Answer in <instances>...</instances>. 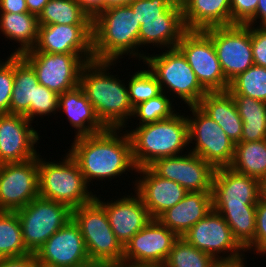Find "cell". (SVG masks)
<instances>
[{
  "label": "cell",
  "instance_id": "obj_1",
  "mask_svg": "<svg viewBox=\"0 0 266 267\" xmlns=\"http://www.w3.org/2000/svg\"><path fill=\"white\" fill-rule=\"evenodd\" d=\"M73 141L68 153L78 163L89 188L93 180L111 181L127 171L136 173L138 169L126 129L107 128L100 133L74 138Z\"/></svg>",
  "mask_w": 266,
  "mask_h": 267
},
{
  "label": "cell",
  "instance_id": "obj_2",
  "mask_svg": "<svg viewBox=\"0 0 266 267\" xmlns=\"http://www.w3.org/2000/svg\"><path fill=\"white\" fill-rule=\"evenodd\" d=\"M116 63L118 61L87 62L80 75V86L106 128L126 129L134 108L125 85L127 83L123 82L125 80H120L118 74L109 73Z\"/></svg>",
  "mask_w": 266,
  "mask_h": 267
},
{
  "label": "cell",
  "instance_id": "obj_3",
  "mask_svg": "<svg viewBox=\"0 0 266 267\" xmlns=\"http://www.w3.org/2000/svg\"><path fill=\"white\" fill-rule=\"evenodd\" d=\"M139 29L140 23L128 4L103 10L92 20L94 60L120 63L123 55H129L144 61L146 54L138 49Z\"/></svg>",
  "mask_w": 266,
  "mask_h": 267
},
{
  "label": "cell",
  "instance_id": "obj_4",
  "mask_svg": "<svg viewBox=\"0 0 266 267\" xmlns=\"http://www.w3.org/2000/svg\"><path fill=\"white\" fill-rule=\"evenodd\" d=\"M126 131L131 139L137 168L149 167L160 158L181 155L183 149L189 147L187 117L179 112L170 118Z\"/></svg>",
  "mask_w": 266,
  "mask_h": 267
},
{
  "label": "cell",
  "instance_id": "obj_5",
  "mask_svg": "<svg viewBox=\"0 0 266 267\" xmlns=\"http://www.w3.org/2000/svg\"><path fill=\"white\" fill-rule=\"evenodd\" d=\"M42 157L38 155L39 197L62 203L71 210L95 198L78 163L68 152L58 162Z\"/></svg>",
  "mask_w": 266,
  "mask_h": 267
},
{
  "label": "cell",
  "instance_id": "obj_6",
  "mask_svg": "<svg viewBox=\"0 0 266 267\" xmlns=\"http://www.w3.org/2000/svg\"><path fill=\"white\" fill-rule=\"evenodd\" d=\"M163 51L156 55L149 53L143 64L156 76L162 92L168 96L174 94L172 96L188 106L198 105L207 91L201 86L187 59L177 47Z\"/></svg>",
  "mask_w": 266,
  "mask_h": 267
},
{
  "label": "cell",
  "instance_id": "obj_7",
  "mask_svg": "<svg viewBox=\"0 0 266 267\" xmlns=\"http://www.w3.org/2000/svg\"><path fill=\"white\" fill-rule=\"evenodd\" d=\"M90 261L121 262L124 247L117 240L104 207L94 198L72 210Z\"/></svg>",
  "mask_w": 266,
  "mask_h": 267
},
{
  "label": "cell",
  "instance_id": "obj_8",
  "mask_svg": "<svg viewBox=\"0 0 266 267\" xmlns=\"http://www.w3.org/2000/svg\"><path fill=\"white\" fill-rule=\"evenodd\" d=\"M15 212L21 224L24 245L30 253H36L72 218V210L68 206L41 197Z\"/></svg>",
  "mask_w": 266,
  "mask_h": 267
},
{
  "label": "cell",
  "instance_id": "obj_9",
  "mask_svg": "<svg viewBox=\"0 0 266 267\" xmlns=\"http://www.w3.org/2000/svg\"><path fill=\"white\" fill-rule=\"evenodd\" d=\"M188 109L192 112V116H186L189 146L192 143L193 147L187 149L210 163L215 169L229 167L234 158L235 143L197 105L189 106Z\"/></svg>",
  "mask_w": 266,
  "mask_h": 267
},
{
  "label": "cell",
  "instance_id": "obj_10",
  "mask_svg": "<svg viewBox=\"0 0 266 267\" xmlns=\"http://www.w3.org/2000/svg\"><path fill=\"white\" fill-rule=\"evenodd\" d=\"M212 39L226 80L230 83L254 65L251 26L233 24L204 30Z\"/></svg>",
  "mask_w": 266,
  "mask_h": 267
},
{
  "label": "cell",
  "instance_id": "obj_11",
  "mask_svg": "<svg viewBox=\"0 0 266 267\" xmlns=\"http://www.w3.org/2000/svg\"><path fill=\"white\" fill-rule=\"evenodd\" d=\"M177 48L183 53L207 92H224L230 83L226 80L212 39L204 31H186Z\"/></svg>",
  "mask_w": 266,
  "mask_h": 267
},
{
  "label": "cell",
  "instance_id": "obj_12",
  "mask_svg": "<svg viewBox=\"0 0 266 267\" xmlns=\"http://www.w3.org/2000/svg\"><path fill=\"white\" fill-rule=\"evenodd\" d=\"M21 56L36 72L38 82L58 95L80 85L87 63L78 53L25 52Z\"/></svg>",
  "mask_w": 266,
  "mask_h": 267
},
{
  "label": "cell",
  "instance_id": "obj_13",
  "mask_svg": "<svg viewBox=\"0 0 266 267\" xmlns=\"http://www.w3.org/2000/svg\"><path fill=\"white\" fill-rule=\"evenodd\" d=\"M182 237L216 260L245 259V249L233 237L226 220L213 209Z\"/></svg>",
  "mask_w": 266,
  "mask_h": 267
},
{
  "label": "cell",
  "instance_id": "obj_14",
  "mask_svg": "<svg viewBox=\"0 0 266 267\" xmlns=\"http://www.w3.org/2000/svg\"><path fill=\"white\" fill-rule=\"evenodd\" d=\"M39 197L38 156L0 164V211H16Z\"/></svg>",
  "mask_w": 266,
  "mask_h": 267
},
{
  "label": "cell",
  "instance_id": "obj_15",
  "mask_svg": "<svg viewBox=\"0 0 266 267\" xmlns=\"http://www.w3.org/2000/svg\"><path fill=\"white\" fill-rule=\"evenodd\" d=\"M179 236L158 219L136 233L124 247L123 262L129 265H164Z\"/></svg>",
  "mask_w": 266,
  "mask_h": 267
},
{
  "label": "cell",
  "instance_id": "obj_16",
  "mask_svg": "<svg viewBox=\"0 0 266 267\" xmlns=\"http://www.w3.org/2000/svg\"><path fill=\"white\" fill-rule=\"evenodd\" d=\"M185 153L157 159L149 167L188 192H211L215 168L195 153L189 150Z\"/></svg>",
  "mask_w": 266,
  "mask_h": 267
},
{
  "label": "cell",
  "instance_id": "obj_17",
  "mask_svg": "<svg viewBox=\"0 0 266 267\" xmlns=\"http://www.w3.org/2000/svg\"><path fill=\"white\" fill-rule=\"evenodd\" d=\"M211 194L212 209L256 207L262 196V183L230 167L216 168Z\"/></svg>",
  "mask_w": 266,
  "mask_h": 267
},
{
  "label": "cell",
  "instance_id": "obj_18",
  "mask_svg": "<svg viewBox=\"0 0 266 267\" xmlns=\"http://www.w3.org/2000/svg\"><path fill=\"white\" fill-rule=\"evenodd\" d=\"M38 264L51 267H84L90 261L79 226L71 218L35 253Z\"/></svg>",
  "mask_w": 266,
  "mask_h": 267
},
{
  "label": "cell",
  "instance_id": "obj_19",
  "mask_svg": "<svg viewBox=\"0 0 266 267\" xmlns=\"http://www.w3.org/2000/svg\"><path fill=\"white\" fill-rule=\"evenodd\" d=\"M31 124L22 115L0 114V164L24 162L40 154L36 144L41 136Z\"/></svg>",
  "mask_w": 266,
  "mask_h": 267
},
{
  "label": "cell",
  "instance_id": "obj_20",
  "mask_svg": "<svg viewBox=\"0 0 266 267\" xmlns=\"http://www.w3.org/2000/svg\"><path fill=\"white\" fill-rule=\"evenodd\" d=\"M28 52L78 53L86 62L92 61V25L39 26L35 48Z\"/></svg>",
  "mask_w": 266,
  "mask_h": 267
},
{
  "label": "cell",
  "instance_id": "obj_21",
  "mask_svg": "<svg viewBox=\"0 0 266 267\" xmlns=\"http://www.w3.org/2000/svg\"><path fill=\"white\" fill-rule=\"evenodd\" d=\"M134 193L136 195L128 193L114 199L115 201H105V198L102 200L99 195L95 196L104 207L109 224L123 247L152 219L140 196L135 191Z\"/></svg>",
  "mask_w": 266,
  "mask_h": 267
},
{
  "label": "cell",
  "instance_id": "obj_22",
  "mask_svg": "<svg viewBox=\"0 0 266 267\" xmlns=\"http://www.w3.org/2000/svg\"><path fill=\"white\" fill-rule=\"evenodd\" d=\"M134 191L140 196L152 219H157L167 209L180 202L188 191L177 182L157 175L150 167L136 171ZM142 175V176H141ZM136 189V190H135Z\"/></svg>",
  "mask_w": 266,
  "mask_h": 267
},
{
  "label": "cell",
  "instance_id": "obj_23",
  "mask_svg": "<svg viewBox=\"0 0 266 267\" xmlns=\"http://www.w3.org/2000/svg\"><path fill=\"white\" fill-rule=\"evenodd\" d=\"M211 209V192H188L180 202L167 209L157 219L169 230L182 237Z\"/></svg>",
  "mask_w": 266,
  "mask_h": 267
},
{
  "label": "cell",
  "instance_id": "obj_24",
  "mask_svg": "<svg viewBox=\"0 0 266 267\" xmlns=\"http://www.w3.org/2000/svg\"><path fill=\"white\" fill-rule=\"evenodd\" d=\"M58 112L65 113L70 125L75 128V138L93 135L107 128L96 115L83 88L78 85L59 95Z\"/></svg>",
  "mask_w": 266,
  "mask_h": 267
},
{
  "label": "cell",
  "instance_id": "obj_25",
  "mask_svg": "<svg viewBox=\"0 0 266 267\" xmlns=\"http://www.w3.org/2000/svg\"><path fill=\"white\" fill-rule=\"evenodd\" d=\"M188 31L231 25L230 0H180Z\"/></svg>",
  "mask_w": 266,
  "mask_h": 267
},
{
  "label": "cell",
  "instance_id": "obj_26",
  "mask_svg": "<svg viewBox=\"0 0 266 267\" xmlns=\"http://www.w3.org/2000/svg\"><path fill=\"white\" fill-rule=\"evenodd\" d=\"M197 106L223 129L232 142L241 141L243 121L228 91L207 92Z\"/></svg>",
  "mask_w": 266,
  "mask_h": 267
},
{
  "label": "cell",
  "instance_id": "obj_27",
  "mask_svg": "<svg viewBox=\"0 0 266 267\" xmlns=\"http://www.w3.org/2000/svg\"><path fill=\"white\" fill-rule=\"evenodd\" d=\"M186 31L183 15H161V18L146 19L139 29V48L152 44L161 51L162 48H175Z\"/></svg>",
  "mask_w": 266,
  "mask_h": 267
},
{
  "label": "cell",
  "instance_id": "obj_28",
  "mask_svg": "<svg viewBox=\"0 0 266 267\" xmlns=\"http://www.w3.org/2000/svg\"><path fill=\"white\" fill-rule=\"evenodd\" d=\"M0 31L19 46L10 55H22L35 48L38 40V16L26 13H0ZM13 40V41H12Z\"/></svg>",
  "mask_w": 266,
  "mask_h": 267
},
{
  "label": "cell",
  "instance_id": "obj_29",
  "mask_svg": "<svg viewBox=\"0 0 266 267\" xmlns=\"http://www.w3.org/2000/svg\"><path fill=\"white\" fill-rule=\"evenodd\" d=\"M38 82L32 66L20 55H14V85L10 100V114L30 115Z\"/></svg>",
  "mask_w": 266,
  "mask_h": 267
},
{
  "label": "cell",
  "instance_id": "obj_30",
  "mask_svg": "<svg viewBox=\"0 0 266 267\" xmlns=\"http://www.w3.org/2000/svg\"><path fill=\"white\" fill-rule=\"evenodd\" d=\"M239 116L243 121L240 142H254L266 139V102L244 95H232Z\"/></svg>",
  "mask_w": 266,
  "mask_h": 267
},
{
  "label": "cell",
  "instance_id": "obj_31",
  "mask_svg": "<svg viewBox=\"0 0 266 267\" xmlns=\"http://www.w3.org/2000/svg\"><path fill=\"white\" fill-rule=\"evenodd\" d=\"M229 167L262 183L266 179V139L235 144L234 158Z\"/></svg>",
  "mask_w": 266,
  "mask_h": 267
},
{
  "label": "cell",
  "instance_id": "obj_32",
  "mask_svg": "<svg viewBox=\"0 0 266 267\" xmlns=\"http://www.w3.org/2000/svg\"><path fill=\"white\" fill-rule=\"evenodd\" d=\"M39 26L52 24L92 25L76 0H49L38 16Z\"/></svg>",
  "mask_w": 266,
  "mask_h": 267
},
{
  "label": "cell",
  "instance_id": "obj_33",
  "mask_svg": "<svg viewBox=\"0 0 266 267\" xmlns=\"http://www.w3.org/2000/svg\"><path fill=\"white\" fill-rule=\"evenodd\" d=\"M22 239V229L15 211H0V258L29 254Z\"/></svg>",
  "mask_w": 266,
  "mask_h": 267
},
{
  "label": "cell",
  "instance_id": "obj_34",
  "mask_svg": "<svg viewBox=\"0 0 266 267\" xmlns=\"http://www.w3.org/2000/svg\"><path fill=\"white\" fill-rule=\"evenodd\" d=\"M213 210L217 211L226 220L233 237L243 248L254 239L256 207Z\"/></svg>",
  "mask_w": 266,
  "mask_h": 267
},
{
  "label": "cell",
  "instance_id": "obj_35",
  "mask_svg": "<svg viewBox=\"0 0 266 267\" xmlns=\"http://www.w3.org/2000/svg\"><path fill=\"white\" fill-rule=\"evenodd\" d=\"M227 91L266 102V68L252 65L230 82Z\"/></svg>",
  "mask_w": 266,
  "mask_h": 267
},
{
  "label": "cell",
  "instance_id": "obj_36",
  "mask_svg": "<svg viewBox=\"0 0 266 267\" xmlns=\"http://www.w3.org/2000/svg\"><path fill=\"white\" fill-rule=\"evenodd\" d=\"M216 259L179 237L164 264L165 267H211Z\"/></svg>",
  "mask_w": 266,
  "mask_h": 267
},
{
  "label": "cell",
  "instance_id": "obj_37",
  "mask_svg": "<svg viewBox=\"0 0 266 267\" xmlns=\"http://www.w3.org/2000/svg\"><path fill=\"white\" fill-rule=\"evenodd\" d=\"M166 93L162 92L157 97L144 101L134 107L132 118H138L139 123L136 126L154 123L156 121L170 118L176 113L173 100Z\"/></svg>",
  "mask_w": 266,
  "mask_h": 267
},
{
  "label": "cell",
  "instance_id": "obj_38",
  "mask_svg": "<svg viewBox=\"0 0 266 267\" xmlns=\"http://www.w3.org/2000/svg\"><path fill=\"white\" fill-rule=\"evenodd\" d=\"M129 76L131 78L127 80L129 82H127V89L133 108L138 104L157 97L162 93L156 76L149 70V68L137 70Z\"/></svg>",
  "mask_w": 266,
  "mask_h": 267
},
{
  "label": "cell",
  "instance_id": "obj_39",
  "mask_svg": "<svg viewBox=\"0 0 266 267\" xmlns=\"http://www.w3.org/2000/svg\"><path fill=\"white\" fill-rule=\"evenodd\" d=\"M128 5L140 25L146 19L161 18V15H183L180 0H133Z\"/></svg>",
  "mask_w": 266,
  "mask_h": 267
},
{
  "label": "cell",
  "instance_id": "obj_40",
  "mask_svg": "<svg viewBox=\"0 0 266 267\" xmlns=\"http://www.w3.org/2000/svg\"><path fill=\"white\" fill-rule=\"evenodd\" d=\"M59 95L49 90L44 85L39 84L35 89L34 103L30 105V115L27 117L33 123V119L37 117L49 116L58 112Z\"/></svg>",
  "mask_w": 266,
  "mask_h": 267
},
{
  "label": "cell",
  "instance_id": "obj_41",
  "mask_svg": "<svg viewBox=\"0 0 266 267\" xmlns=\"http://www.w3.org/2000/svg\"><path fill=\"white\" fill-rule=\"evenodd\" d=\"M14 85V55H8L0 65V114H10V100Z\"/></svg>",
  "mask_w": 266,
  "mask_h": 267
},
{
  "label": "cell",
  "instance_id": "obj_42",
  "mask_svg": "<svg viewBox=\"0 0 266 267\" xmlns=\"http://www.w3.org/2000/svg\"><path fill=\"white\" fill-rule=\"evenodd\" d=\"M256 232L254 239L244 248L245 252L253 250L259 256L266 255V198L260 197L256 204ZM263 254V255H262Z\"/></svg>",
  "mask_w": 266,
  "mask_h": 267
},
{
  "label": "cell",
  "instance_id": "obj_43",
  "mask_svg": "<svg viewBox=\"0 0 266 267\" xmlns=\"http://www.w3.org/2000/svg\"><path fill=\"white\" fill-rule=\"evenodd\" d=\"M259 0H230L231 25H246L254 16Z\"/></svg>",
  "mask_w": 266,
  "mask_h": 267
},
{
  "label": "cell",
  "instance_id": "obj_44",
  "mask_svg": "<svg viewBox=\"0 0 266 267\" xmlns=\"http://www.w3.org/2000/svg\"><path fill=\"white\" fill-rule=\"evenodd\" d=\"M251 43L254 64L266 68V26H251Z\"/></svg>",
  "mask_w": 266,
  "mask_h": 267
},
{
  "label": "cell",
  "instance_id": "obj_45",
  "mask_svg": "<svg viewBox=\"0 0 266 267\" xmlns=\"http://www.w3.org/2000/svg\"><path fill=\"white\" fill-rule=\"evenodd\" d=\"M0 267H38L35 253L18 257L0 258Z\"/></svg>",
  "mask_w": 266,
  "mask_h": 267
},
{
  "label": "cell",
  "instance_id": "obj_46",
  "mask_svg": "<svg viewBox=\"0 0 266 267\" xmlns=\"http://www.w3.org/2000/svg\"><path fill=\"white\" fill-rule=\"evenodd\" d=\"M76 2L91 20L105 10V0H76Z\"/></svg>",
  "mask_w": 266,
  "mask_h": 267
},
{
  "label": "cell",
  "instance_id": "obj_47",
  "mask_svg": "<svg viewBox=\"0 0 266 267\" xmlns=\"http://www.w3.org/2000/svg\"><path fill=\"white\" fill-rule=\"evenodd\" d=\"M28 7L25 0H0V13H26Z\"/></svg>",
  "mask_w": 266,
  "mask_h": 267
},
{
  "label": "cell",
  "instance_id": "obj_48",
  "mask_svg": "<svg viewBox=\"0 0 266 267\" xmlns=\"http://www.w3.org/2000/svg\"><path fill=\"white\" fill-rule=\"evenodd\" d=\"M258 19V21H257ZM260 19V20H259ZM259 23L257 25L256 23ZM250 26H266V0H259L255 16L246 24Z\"/></svg>",
  "mask_w": 266,
  "mask_h": 267
},
{
  "label": "cell",
  "instance_id": "obj_49",
  "mask_svg": "<svg viewBox=\"0 0 266 267\" xmlns=\"http://www.w3.org/2000/svg\"><path fill=\"white\" fill-rule=\"evenodd\" d=\"M25 1L28 7V12L36 16H39V14L42 12L44 6L48 3L49 0H25Z\"/></svg>",
  "mask_w": 266,
  "mask_h": 267
},
{
  "label": "cell",
  "instance_id": "obj_50",
  "mask_svg": "<svg viewBox=\"0 0 266 267\" xmlns=\"http://www.w3.org/2000/svg\"><path fill=\"white\" fill-rule=\"evenodd\" d=\"M245 260L246 259L216 260L211 267H247V262H245Z\"/></svg>",
  "mask_w": 266,
  "mask_h": 267
},
{
  "label": "cell",
  "instance_id": "obj_51",
  "mask_svg": "<svg viewBox=\"0 0 266 267\" xmlns=\"http://www.w3.org/2000/svg\"><path fill=\"white\" fill-rule=\"evenodd\" d=\"M84 267H127V265L121 262H106V261H91Z\"/></svg>",
  "mask_w": 266,
  "mask_h": 267
},
{
  "label": "cell",
  "instance_id": "obj_52",
  "mask_svg": "<svg viewBox=\"0 0 266 267\" xmlns=\"http://www.w3.org/2000/svg\"><path fill=\"white\" fill-rule=\"evenodd\" d=\"M132 1L133 0H105V9L115 6L127 5Z\"/></svg>",
  "mask_w": 266,
  "mask_h": 267
},
{
  "label": "cell",
  "instance_id": "obj_53",
  "mask_svg": "<svg viewBox=\"0 0 266 267\" xmlns=\"http://www.w3.org/2000/svg\"><path fill=\"white\" fill-rule=\"evenodd\" d=\"M127 267H165V266L164 265L149 264V265H129Z\"/></svg>",
  "mask_w": 266,
  "mask_h": 267
},
{
  "label": "cell",
  "instance_id": "obj_54",
  "mask_svg": "<svg viewBox=\"0 0 266 267\" xmlns=\"http://www.w3.org/2000/svg\"><path fill=\"white\" fill-rule=\"evenodd\" d=\"M262 196L266 198V179L262 182Z\"/></svg>",
  "mask_w": 266,
  "mask_h": 267
},
{
  "label": "cell",
  "instance_id": "obj_55",
  "mask_svg": "<svg viewBox=\"0 0 266 267\" xmlns=\"http://www.w3.org/2000/svg\"><path fill=\"white\" fill-rule=\"evenodd\" d=\"M38 267H51V266H47V265H44V264H38Z\"/></svg>",
  "mask_w": 266,
  "mask_h": 267
},
{
  "label": "cell",
  "instance_id": "obj_56",
  "mask_svg": "<svg viewBox=\"0 0 266 267\" xmlns=\"http://www.w3.org/2000/svg\"><path fill=\"white\" fill-rule=\"evenodd\" d=\"M3 60V61H2ZM2 60H0V65L4 62V60H6V59H2Z\"/></svg>",
  "mask_w": 266,
  "mask_h": 267
}]
</instances>
